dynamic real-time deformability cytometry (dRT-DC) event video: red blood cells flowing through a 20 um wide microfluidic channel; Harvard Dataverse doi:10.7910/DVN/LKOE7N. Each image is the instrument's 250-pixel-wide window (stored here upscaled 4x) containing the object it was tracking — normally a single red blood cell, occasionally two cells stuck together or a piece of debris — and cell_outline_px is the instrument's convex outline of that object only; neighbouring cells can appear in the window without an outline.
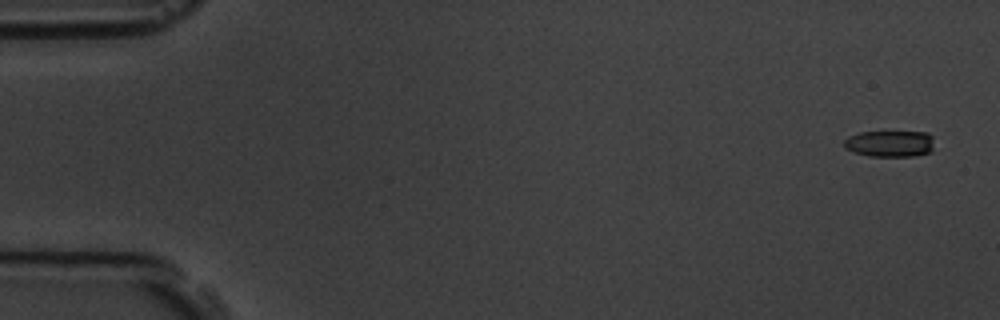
{"species": "common noctule bat (a hibernating species)", "species_latin": "Nyctalus noctula", "temperature_condition": "room temperature", "stored_images_in_passage": 5, "camera_frame_rate_fps": 3000, "um_per_image_px": 0.085, "animal": {"sex": "male", "body_mass_g": 19.5, "forearm_length_mm": 54.6}, "frame": {"image": 1, "passage_image": 1, "time_ms": 0.0, "image_size_px": [1000, 320], "cell_outline_px": [[932, 152], [912, 156], [868, 156], [844, 148], [844, 140], [848, 136], [860, 132], [928, 132], [932, 136]], "centroid_in_image_um": [75.63, 12.21], "position_along_channel_um": 9.4, "area_um2": 13.87}}
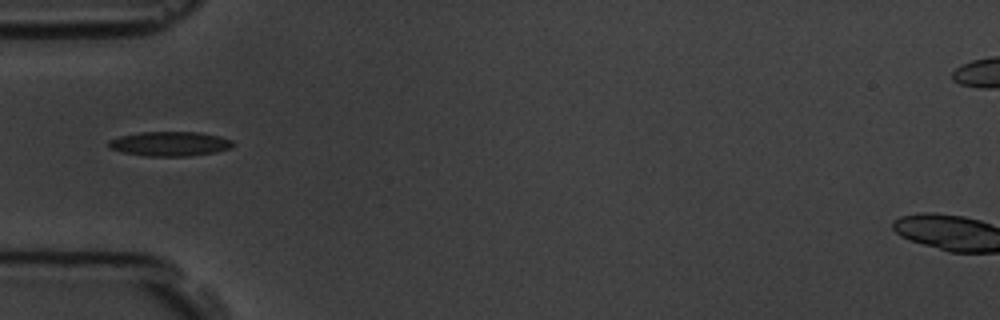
{"frame": {"image": 2, "passage_image": 5, "time_ms": 5.333, "image_size_px": [1000, 320], "cell_outline_px": [[236, 144], [232, 148], [216, 152], [188, 156], [144, 156], [124, 152], [108, 148], [108, 140], [120, 136], [140, 132], [200, 132], [220, 136], [232, 140]], "centroid_in_image_um": [14.47, 12.22], "position_along_channel_um": 70.5, "area_um2": 17.92}}